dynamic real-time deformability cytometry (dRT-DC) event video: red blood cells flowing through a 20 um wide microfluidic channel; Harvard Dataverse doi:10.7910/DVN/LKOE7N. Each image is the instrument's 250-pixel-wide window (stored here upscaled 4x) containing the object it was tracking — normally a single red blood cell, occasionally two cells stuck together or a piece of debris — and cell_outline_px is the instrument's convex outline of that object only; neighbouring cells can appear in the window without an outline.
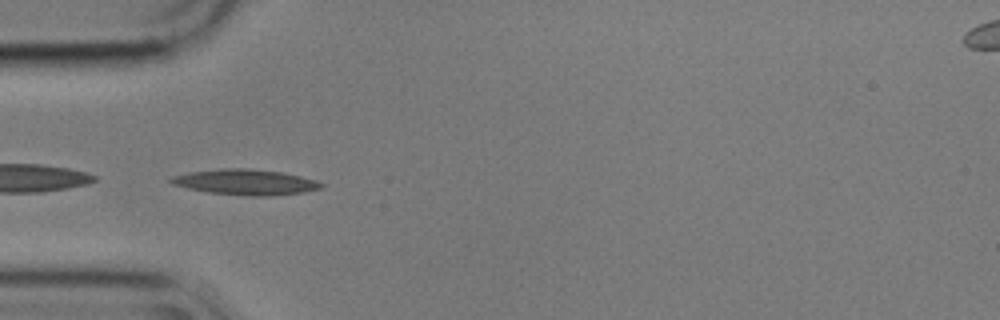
{"species": "common noctule bat (a hibernating species)", "species_latin": "Nyctalus noctula", "temperature_condition": "cold", "stored_images_in_passage": 40, "camera_frame_rate_fps": 3000, "um_per_image_px": 0.085, "animal": {"sex": "male", "body_mass_g": 17.9}, "frame": {"image": 1, "passage_image": 1, "time_ms": 0.0, "image_size_px": [1000, 320], "cell_outline_px": [[324, 184], [320, 188], [304, 192], [276, 196], [248, 196], [208, 192], [188, 188], [172, 184], [168, 180], [172, 176], [188, 172], [224, 168], [252, 168], [280, 172], [300, 176], [316, 180]], "centroid_in_image_um": [20.86, 15.48], "position_along_channel_um": 64.1, "area_um2": 22.43}}
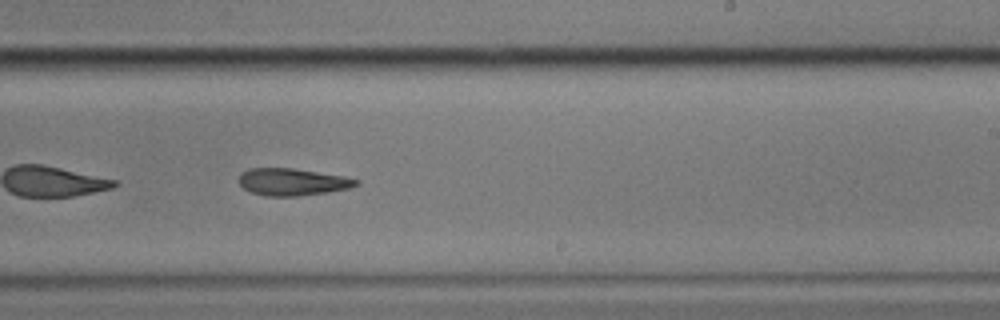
{"frame": {"image": 2, "passage_image": 18, "time_ms": 5.667, "image_size_px": [1000, 320], "cell_outline_px": [[360, 184], [348, 188], [324, 192], [296, 196], [264, 196], [252, 192], [244, 188], [236, 180], [240, 172], [248, 168], [292, 168], [344, 176], [360, 180]], "centroid_in_image_um": [24.79, 15.45], "position_along_channel_um": 264.2, "area_um2": 18.55}}
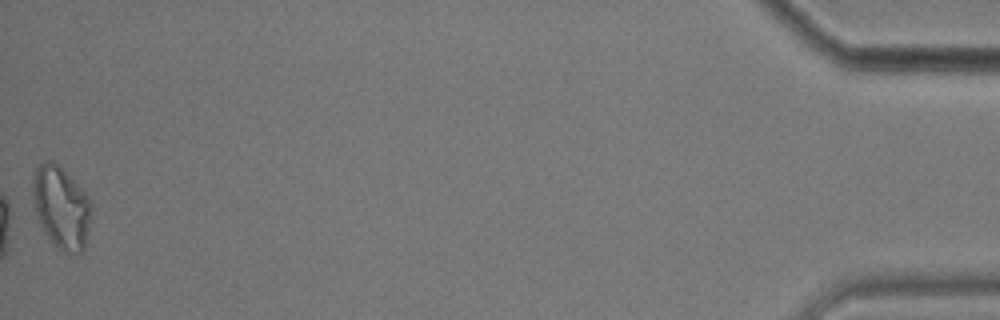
{"frame": {"image": 3, "passage_image": 40, "time_ms": 13.0, "image_size_px": [1000, 320], "cell_outline_px": [[92, 212], [88, 236], [84, 252], [60, 252], [56, 248], [44, 232], [40, 224], [32, 204], [32, 176], [36, 168], [44, 160], [52, 160], [88, 196], [92, 204]], "centroid_in_image_um": [5.19, 17.67], "position_along_channel_um": 430.0, "area_um2": 28.44}}